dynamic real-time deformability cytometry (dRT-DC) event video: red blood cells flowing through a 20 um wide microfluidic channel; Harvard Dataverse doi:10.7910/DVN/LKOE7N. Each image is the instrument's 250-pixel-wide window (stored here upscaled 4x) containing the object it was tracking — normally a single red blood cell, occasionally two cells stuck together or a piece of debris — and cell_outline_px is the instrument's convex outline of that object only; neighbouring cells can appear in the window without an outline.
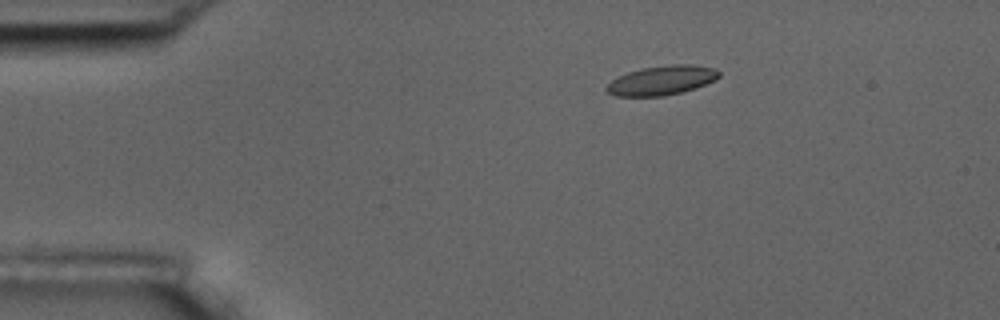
{"species": "common noctule bat (a hibernating species)", "species_latin": "Nyctalus noctula", "temperature_condition": "room temperature", "stored_images_in_passage": 5, "camera_frame_rate_fps": 3000, "um_per_image_px": 0.085, "animal": {"sex": "male", "body_mass_g": 17.5, "forearm_length_mm": 52.3}, "frame": {"image": 1, "passage_image": 3, "time_ms": 2.333, "image_size_px": [1000, 320], "cell_outline_px": [[720, 76], [716, 80], [680, 92], [664, 96], [616, 96], [608, 92], [604, 88], [616, 76], [628, 72], [644, 68], [672, 64], [692, 64], [716, 68], [720, 72]], "centroid_in_image_um": [56.24, 6.82], "position_along_channel_um": 28.8, "area_um2": 19.13}}
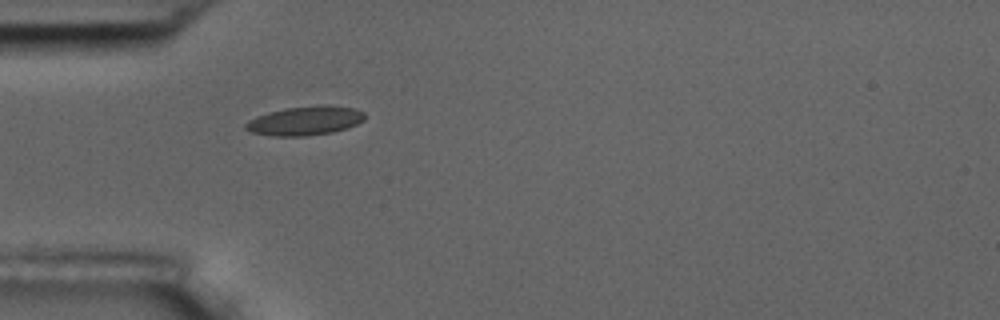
{"frame": {"image": 2, "passage_image": 5, "time_ms": 4.667, "image_size_px": [1000, 320], "cell_outline_px": [[364, 120], [348, 128], [332, 132], [304, 136], [272, 136], [252, 132], [244, 128], [244, 124], [248, 120], [256, 116], [268, 112], [284, 108], [324, 104], [328, 104], [356, 108], [364, 112]], "centroid_in_image_um": [25.93, 10.25], "position_along_channel_um": 59.1, "area_um2": 20.4}}